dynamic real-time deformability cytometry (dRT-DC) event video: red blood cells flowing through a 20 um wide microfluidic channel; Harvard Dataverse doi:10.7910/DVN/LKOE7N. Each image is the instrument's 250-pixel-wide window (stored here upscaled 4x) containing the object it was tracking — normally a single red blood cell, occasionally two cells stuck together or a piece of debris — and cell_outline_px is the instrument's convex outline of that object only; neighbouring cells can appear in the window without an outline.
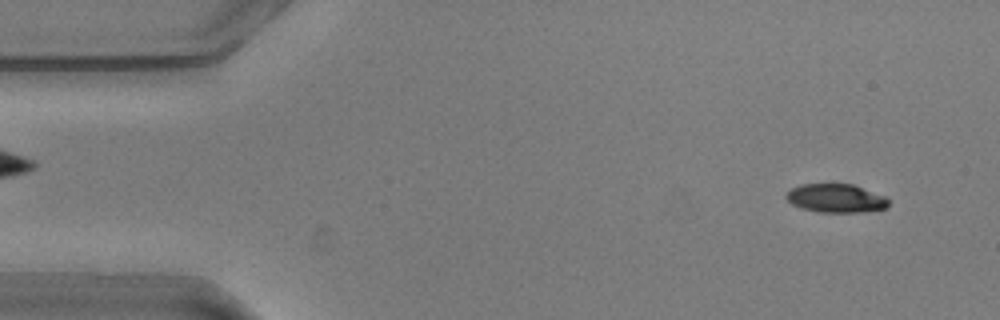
{"species": "common noctule bat (a hibernating species)", "species_latin": "Nyctalus noctula", "temperature_condition": "warm", "stored_images_in_passage": 54, "camera_frame_rate_fps": 3000, "um_per_image_px": 0.085, "animal": {"sex": "male", "body_mass_g": 20.5, "forearm_length_mm": 52.5}, "frame": {"image": 1, "passage_image": 3, "time_ms": 0.667, "image_size_px": [1000, 320], "cell_outline_px": [[888, 208], [864, 212], [816, 212], [800, 208], [792, 204], [784, 196], [792, 188], [800, 184], [852, 184], [884, 196], [888, 200]], "centroid_in_image_um": [71.03, 16.86], "position_along_channel_um": 14.0, "area_um2": 17.05}}
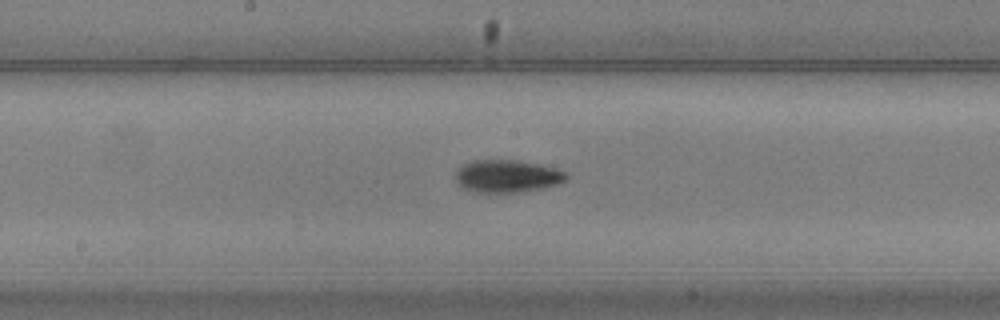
{"frame": {"image": 2, "passage_image": 27, "time_ms": 8.667, "image_size_px": [1000, 320], "cell_outline_px": [[568, 180], [560, 184], [544, 188], [520, 192], [476, 192], [464, 188], [456, 184], [456, 172], [464, 164], [472, 160], [516, 160], [540, 164], [556, 168], [568, 172]], "centroid_in_image_um": [43.17, 14.97], "position_along_channel_um": 205.0, "area_um2": 21.27}}
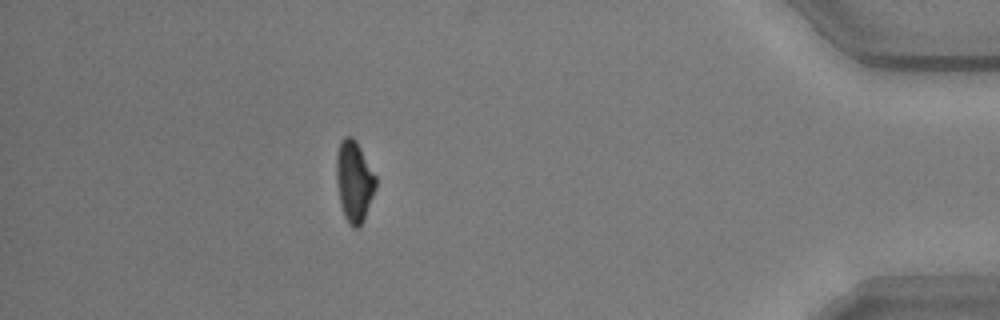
{"frame": {"image": 3, "passage_image": 48, "time_ms": 15.667, "image_size_px": [1000, 320], "cell_outline_px": [[376, 188], [364, 220], [360, 228], [352, 228], [348, 224], [344, 216], [340, 204], [336, 180], [336, 156], [340, 144], [344, 136], [352, 136], [356, 140], [376, 176]], "centroid_in_image_um": [30.1, 15.45], "position_along_channel_um": 405.1, "area_um2": 18.79}, "authors_computed_cell_mechanics": {"area_um2": 19.1607, "velocity_mm_per_s": 3.6078, "shape_relaxation_time_tau1_ms": 2.4413, "shape_relaxation_time_tau2_ms": 6.8977, "deformation_change_tau1": 0.1485, "deformation_change_tau2": 0.1328}}